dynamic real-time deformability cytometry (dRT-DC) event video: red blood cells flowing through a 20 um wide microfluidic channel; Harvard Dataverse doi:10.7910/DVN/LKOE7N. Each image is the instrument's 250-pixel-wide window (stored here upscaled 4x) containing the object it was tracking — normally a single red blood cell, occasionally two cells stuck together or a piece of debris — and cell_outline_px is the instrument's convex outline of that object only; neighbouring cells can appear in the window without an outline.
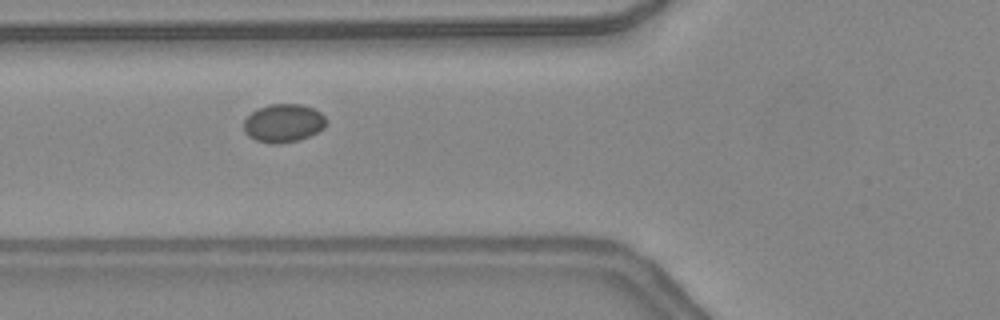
{"species": "common noctule bat (a hibernating species)", "species_latin": "Nyctalus noctula", "temperature_condition": "warm", "stored_images_in_passage": 28, "camera_frame_rate_fps": 3000, "um_per_image_px": 0.085, "animal": {"sex": "female", "body_mass_g": 24.6, "forearm_length_mm": 56.2}, "frame": {"image": 1, "passage_image": 8, "time_ms": 2.333, "image_size_px": [1000, 320], "cell_outline_px": [[328, 124], [324, 128], [300, 140], [276, 144], [272, 144], [256, 140], [248, 136], [244, 132], [244, 120], [252, 112], [268, 104], [300, 104], [312, 108], [320, 112], [328, 120]], "centroid_in_image_um": [24.11, 10.47], "position_along_channel_um": 101.7, "area_um2": 18.44}}